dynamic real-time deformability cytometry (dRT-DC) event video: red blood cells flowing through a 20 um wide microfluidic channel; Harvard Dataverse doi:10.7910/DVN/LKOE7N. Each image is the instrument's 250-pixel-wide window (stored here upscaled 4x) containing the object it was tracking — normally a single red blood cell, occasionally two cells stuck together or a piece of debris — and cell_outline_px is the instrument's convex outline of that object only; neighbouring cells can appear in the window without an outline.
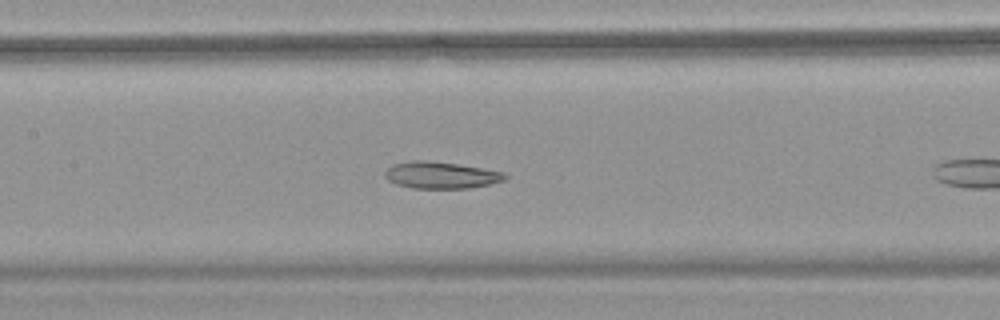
{"species": "common noctule bat (a hibernating species)", "species_latin": "Nyctalus noctula", "temperature_condition": "warm", "stored_images_in_passage": 17, "camera_frame_rate_fps": 3000, "um_per_image_px": 0.085, "animal": {"sex": "female", "body_mass_g": 18.4}, "frame": {"image": 1, "passage_image": 12, "time_ms": 3.667, "image_size_px": [1000, 320], "cell_outline_px": [[508, 176], [504, 180], [492, 184], [468, 188], [412, 188], [396, 184], [388, 180], [384, 176], [384, 172], [392, 164], [412, 160], [428, 160], [460, 164], [504, 172]], "centroid_in_image_um": [37.47, 14.88], "position_along_channel_um": 169.9, "area_um2": 18.9}}
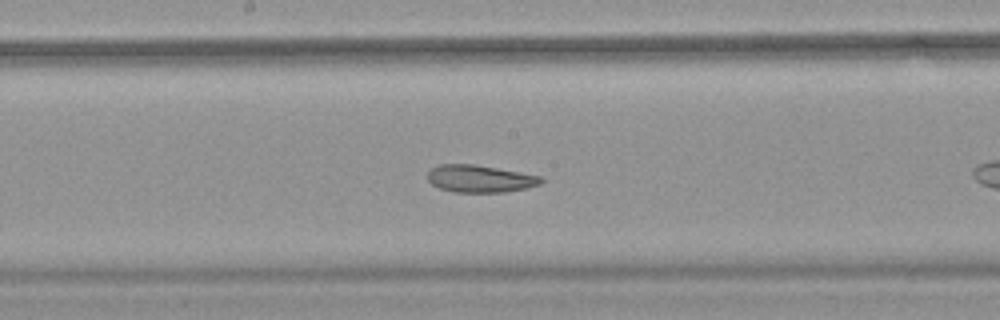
{"frame": {"image": 2, "passage_image": 15, "time_ms": 4.667, "image_size_px": [1000, 320], "cell_outline_px": [[544, 180], [540, 184], [524, 188], [504, 192], [452, 192], [440, 188], [432, 184], [428, 180], [428, 172], [432, 168], [440, 164], [476, 164], [540, 176]], "centroid_in_image_um": [40.77, 15.18], "position_along_channel_um": 207.4, "area_um2": 17.92}}